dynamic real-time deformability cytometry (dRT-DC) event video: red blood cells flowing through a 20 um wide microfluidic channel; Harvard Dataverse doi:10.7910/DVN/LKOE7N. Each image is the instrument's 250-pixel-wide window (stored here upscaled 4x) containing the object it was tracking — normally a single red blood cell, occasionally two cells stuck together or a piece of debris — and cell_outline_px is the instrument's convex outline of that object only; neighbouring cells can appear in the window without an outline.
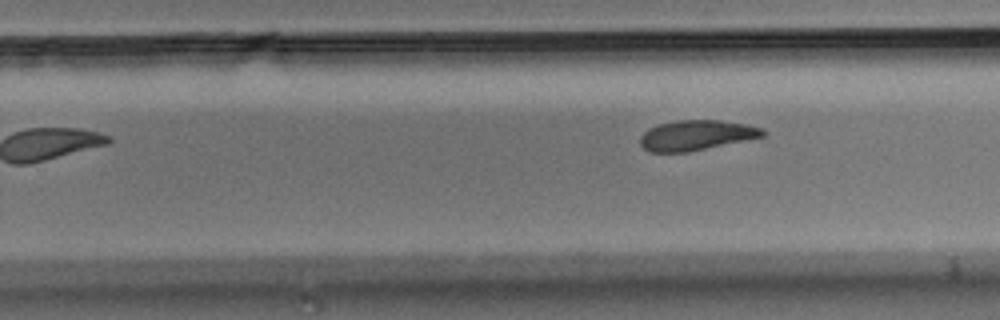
{"species": "Egyptian fruit bat (a non-hibernating species)", "species_latin": "Rousettus aegyptiacus", "temperature_condition": "room temperature", "stored_images_in_passage": 9, "camera_frame_rate_fps": 3000, "um_per_image_px": 0.085, "animal": {"sex": "male"}, "frame": {"image": 1, "passage_image": 9, "time_ms": 2.667, "image_size_px": [1000, 320], "cell_outline_px": [[768, 132], [764, 136], [688, 152], [648, 152], [640, 144], [640, 136], [648, 128], [656, 124], [676, 120], [720, 120], [748, 124], [764, 128]], "centroid_in_image_um": [59.19, 11.48], "position_along_channel_um": 270.6, "area_um2": 21.73}}